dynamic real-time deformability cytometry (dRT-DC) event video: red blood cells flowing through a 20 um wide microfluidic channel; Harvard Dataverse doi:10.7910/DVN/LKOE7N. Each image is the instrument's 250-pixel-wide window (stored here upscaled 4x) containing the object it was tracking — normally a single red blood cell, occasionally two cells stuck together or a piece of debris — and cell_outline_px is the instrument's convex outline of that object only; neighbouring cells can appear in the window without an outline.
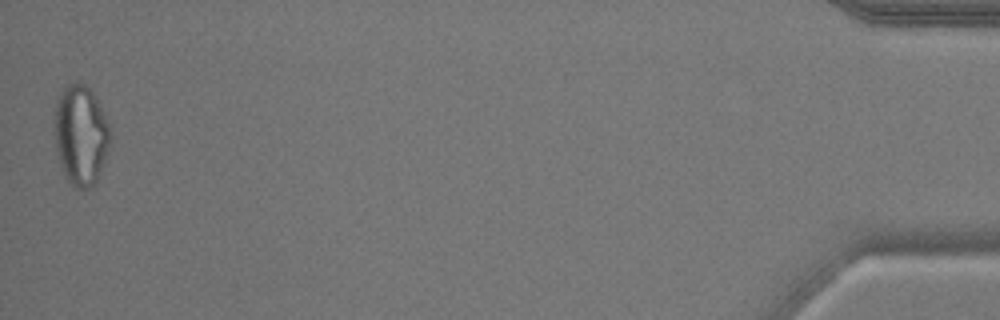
{"species": "common noctule bat (a hibernating species)", "species_latin": "Nyctalus noctula", "temperature_condition": "warm", "stored_images_in_passage": 51, "camera_frame_rate_fps": 3000, "um_per_image_px": 0.085, "animal": {"sex": "male", "body_mass_g": 17.9}, "frame": {"image": 1, "passage_image": 51, "time_ms": 16.667, "image_size_px": [1000, 320], "cell_outline_px": [[112, 136], [104, 160], [96, 180], [88, 188], [80, 192], [68, 180], [64, 172], [56, 152], [56, 100], [60, 92], [72, 80], [76, 80], [84, 84], [92, 92], [108, 120]], "centroid_in_image_um": [6.88, 11.45], "position_along_channel_um": 428.3, "area_um2": 32.25}, "authors_computed_cell_mechanics": {"area_um2": 29.1312, "velocity_mm_per_s": 3.8296, "shape_relaxation_time_tau1_ms": null, "shape_relaxation_time_tau2_ms": 1.652, "deformation_change_tau1": null, "deformation_change_tau2": 0.1082}}